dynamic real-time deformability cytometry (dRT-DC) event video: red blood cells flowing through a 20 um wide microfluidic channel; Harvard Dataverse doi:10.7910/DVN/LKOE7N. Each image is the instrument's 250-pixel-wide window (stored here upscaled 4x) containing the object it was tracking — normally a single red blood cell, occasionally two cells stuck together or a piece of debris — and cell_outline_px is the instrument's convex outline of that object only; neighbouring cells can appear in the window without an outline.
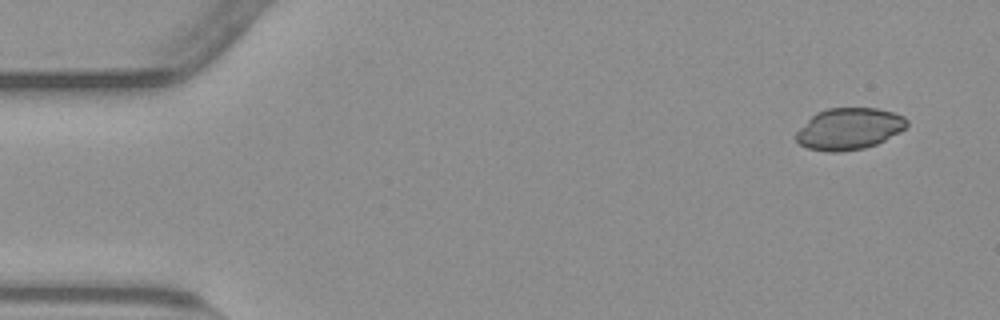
{"species": "common noctule bat (a hibernating species)", "species_latin": "Nyctalus noctula", "temperature_condition": "warm", "stored_images_in_passage": 12, "segment_of_instrument_passage": [1, 2], "camera_frame_rate_fps": 3000, "um_per_image_px": 0.085, "animal": {"sex": "male", "body_mass_g": 23.1, "forearm_length_mm": 52.7}, "frame": {"image": 1, "passage_image": 1, "time_ms": 0.0, "image_size_px": [1000, 320], "cell_outline_px": [[908, 124], [900, 132], [876, 144], [864, 148], [840, 152], [828, 152], [808, 148], [800, 144], [796, 140], [796, 132], [816, 112], [828, 108], [876, 108], [892, 112], [904, 116], [908, 120]], "centroid_in_image_um": [72.18, 10.95], "position_along_channel_um": 12.8, "area_um2": 26.76}}